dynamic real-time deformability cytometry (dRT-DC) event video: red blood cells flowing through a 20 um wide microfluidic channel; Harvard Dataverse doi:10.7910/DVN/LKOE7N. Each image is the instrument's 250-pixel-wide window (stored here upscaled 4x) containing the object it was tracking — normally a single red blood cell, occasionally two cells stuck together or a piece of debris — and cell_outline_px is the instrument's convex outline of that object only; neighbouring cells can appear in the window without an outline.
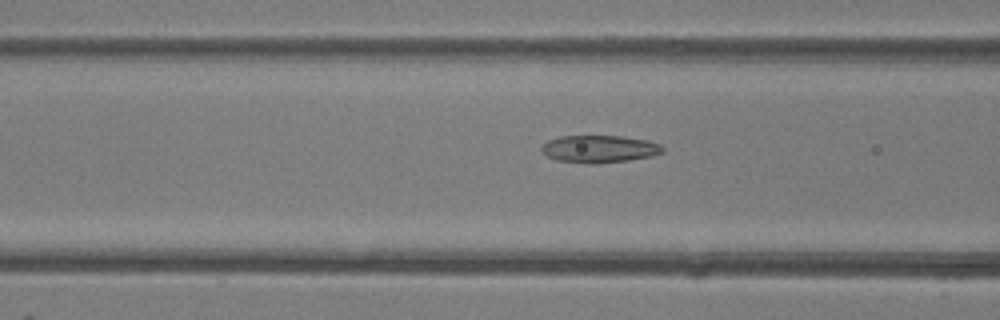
{"species": "common noctule bat (a hibernating species)", "species_latin": "Nyctalus noctula", "temperature_condition": "room temperature", "stored_images_in_passage": 34, "camera_frame_rate_fps": 3000, "um_per_image_px": 0.085, "animal": {"sex": "female"}, "frame": {"image": 1, "passage_image": 6, "time_ms": 1.667, "image_size_px": [1000, 320], "cell_outline_px": [[664, 152], [652, 156], [628, 160], [596, 164], [584, 164], [556, 160], [548, 156], [540, 148], [548, 140], [560, 136], [624, 136], [648, 140], [660, 144], [664, 148]], "centroid_in_image_um": [50.97, 12.66], "position_along_channel_um": 115.6, "area_um2": 19.48}}
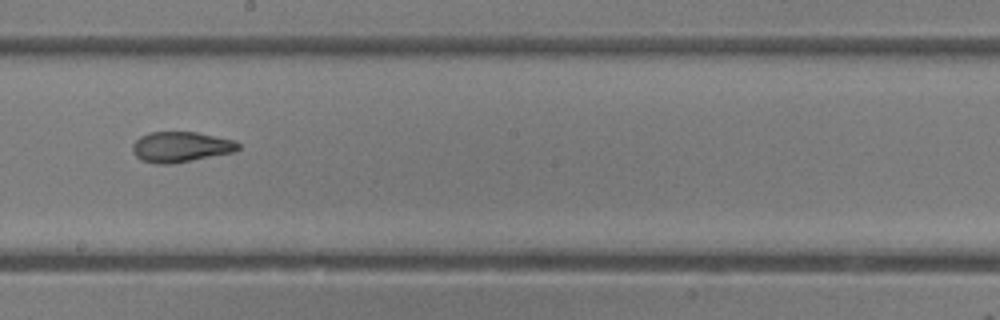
{"frame": {"image": 2, "passage_image": 14, "time_ms": 4.333, "image_size_px": [1000, 320], "cell_outline_px": [[240, 148], [236, 152], [172, 164], [156, 164], [140, 160], [132, 152], [132, 144], [140, 136], [148, 132], [196, 132], [232, 140], [240, 144]], "centroid_in_image_um": [15.34, 12.5], "position_along_channel_um": 232.9, "area_um2": 18.9}}
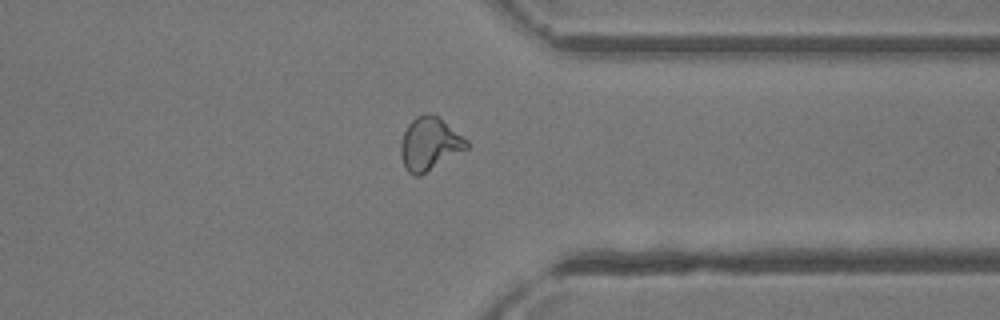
{"frame": {"image": 3, "passage_image": 24, "time_ms": 7.667, "image_size_px": [1000, 320], "cell_outline_px": [[468, 148], [420, 176], [412, 176], [404, 168], [400, 156], [400, 144], [404, 132], [408, 124], [416, 116], [424, 112], [428, 112], [436, 116], [468, 140]], "centroid_in_image_um": [36.47, 12.25], "position_along_channel_um": 374.9, "area_um2": 20.35}, "authors_computed_cell_mechanics": {"area_um2": 19.5075, "velocity_mm_per_s": 4.3724, "shape_relaxation_time_tau1_ms": null, "shape_relaxation_time_tau2_ms": 1.6763, "deformation_change_tau1": null, "deformation_change_tau2": 0.0814}}